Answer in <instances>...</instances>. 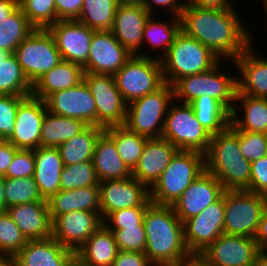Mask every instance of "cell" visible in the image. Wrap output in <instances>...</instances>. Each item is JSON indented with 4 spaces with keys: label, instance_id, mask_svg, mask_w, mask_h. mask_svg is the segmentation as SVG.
I'll return each mask as SVG.
<instances>
[{
    "label": "cell",
    "instance_id": "cell-19",
    "mask_svg": "<svg viewBox=\"0 0 267 266\" xmlns=\"http://www.w3.org/2000/svg\"><path fill=\"white\" fill-rule=\"evenodd\" d=\"M102 224L101 212H67L52 222V237L75 253Z\"/></svg>",
    "mask_w": 267,
    "mask_h": 266
},
{
    "label": "cell",
    "instance_id": "cell-63",
    "mask_svg": "<svg viewBox=\"0 0 267 266\" xmlns=\"http://www.w3.org/2000/svg\"><path fill=\"white\" fill-rule=\"evenodd\" d=\"M64 266H84L81 261L74 255Z\"/></svg>",
    "mask_w": 267,
    "mask_h": 266
},
{
    "label": "cell",
    "instance_id": "cell-31",
    "mask_svg": "<svg viewBox=\"0 0 267 266\" xmlns=\"http://www.w3.org/2000/svg\"><path fill=\"white\" fill-rule=\"evenodd\" d=\"M83 76L82 66L62 60L33 85L32 95L45 100L56 91L77 86L83 81Z\"/></svg>",
    "mask_w": 267,
    "mask_h": 266
},
{
    "label": "cell",
    "instance_id": "cell-9",
    "mask_svg": "<svg viewBox=\"0 0 267 266\" xmlns=\"http://www.w3.org/2000/svg\"><path fill=\"white\" fill-rule=\"evenodd\" d=\"M154 58L146 53L132 55L114 75L117 89L127 104L156 91L165 83L161 61Z\"/></svg>",
    "mask_w": 267,
    "mask_h": 266
},
{
    "label": "cell",
    "instance_id": "cell-14",
    "mask_svg": "<svg viewBox=\"0 0 267 266\" xmlns=\"http://www.w3.org/2000/svg\"><path fill=\"white\" fill-rule=\"evenodd\" d=\"M225 205L223 195L199 215L183 223L184 240L193 256H198L214 240L224 233Z\"/></svg>",
    "mask_w": 267,
    "mask_h": 266
},
{
    "label": "cell",
    "instance_id": "cell-8",
    "mask_svg": "<svg viewBox=\"0 0 267 266\" xmlns=\"http://www.w3.org/2000/svg\"><path fill=\"white\" fill-rule=\"evenodd\" d=\"M176 103H170L161 138L168 140L178 150L195 151L205 155L212 134L197 120L190 104Z\"/></svg>",
    "mask_w": 267,
    "mask_h": 266
},
{
    "label": "cell",
    "instance_id": "cell-58",
    "mask_svg": "<svg viewBox=\"0 0 267 266\" xmlns=\"http://www.w3.org/2000/svg\"><path fill=\"white\" fill-rule=\"evenodd\" d=\"M5 177L3 175H0V214L7 212V204L5 200Z\"/></svg>",
    "mask_w": 267,
    "mask_h": 266
},
{
    "label": "cell",
    "instance_id": "cell-3",
    "mask_svg": "<svg viewBox=\"0 0 267 266\" xmlns=\"http://www.w3.org/2000/svg\"><path fill=\"white\" fill-rule=\"evenodd\" d=\"M205 170L214 175L224 190H247L250 187L251 162L240 150L237 128L230 125L212 135L205 154Z\"/></svg>",
    "mask_w": 267,
    "mask_h": 266
},
{
    "label": "cell",
    "instance_id": "cell-41",
    "mask_svg": "<svg viewBox=\"0 0 267 266\" xmlns=\"http://www.w3.org/2000/svg\"><path fill=\"white\" fill-rule=\"evenodd\" d=\"M5 200L7 207L37 201H46L40 194L33 176L24 178L5 177Z\"/></svg>",
    "mask_w": 267,
    "mask_h": 266
},
{
    "label": "cell",
    "instance_id": "cell-42",
    "mask_svg": "<svg viewBox=\"0 0 267 266\" xmlns=\"http://www.w3.org/2000/svg\"><path fill=\"white\" fill-rule=\"evenodd\" d=\"M93 161L64 166L61 172L60 190L69 191L82 187L99 186Z\"/></svg>",
    "mask_w": 267,
    "mask_h": 266
},
{
    "label": "cell",
    "instance_id": "cell-37",
    "mask_svg": "<svg viewBox=\"0 0 267 266\" xmlns=\"http://www.w3.org/2000/svg\"><path fill=\"white\" fill-rule=\"evenodd\" d=\"M118 0H84L77 21L96 31L112 30Z\"/></svg>",
    "mask_w": 267,
    "mask_h": 266
},
{
    "label": "cell",
    "instance_id": "cell-53",
    "mask_svg": "<svg viewBox=\"0 0 267 266\" xmlns=\"http://www.w3.org/2000/svg\"><path fill=\"white\" fill-rule=\"evenodd\" d=\"M152 1V2H151ZM181 1V2H180ZM183 1V2H182ZM155 7L161 6V8H168L174 17H181L182 11L185 7V0H144V8L151 14L154 15V5Z\"/></svg>",
    "mask_w": 267,
    "mask_h": 266
},
{
    "label": "cell",
    "instance_id": "cell-1",
    "mask_svg": "<svg viewBox=\"0 0 267 266\" xmlns=\"http://www.w3.org/2000/svg\"><path fill=\"white\" fill-rule=\"evenodd\" d=\"M234 11V8H200L186 2L180 17L181 30L219 59L234 61L253 44L247 28Z\"/></svg>",
    "mask_w": 267,
    "mask_h": 266
},
{
    "label": "cell",
    "instance_id": "cell-43",
    "mask_svg": "<svg viewBox=\"0 0 267 266\" xmlns=\"http://www.w3.org/2000/svg\"><path fill=\"white\" fill-rule=\"evenodd\" d=\"M19 7L35 29H48L57 21L55 0H19Z\"/></svg>",
    "mask_w": 267,
    "mask_h": 266
},
{
    "label": "cell",
    "instance_id": "cell-18",
    "mask_svg": "<svg viewBox=\"0 0 267 266\" xmlns=\"http://www.w3.org/2000/svg\"><path fill=\"white\" fill-rule=\"evenodd\" d=\"M45 103L47 110L53 114L96 126L95 100L84 80L77 86L52 93Z\"/></svg>",
    "mask_w": 267,
    "mask_h": 266
},
{
    "label": "cell",
    "instance_id": "cell-49",
    "mask_svg": "<svg viewBox=\"0 0 267 266\" xmlns=\"http://www.w3.org/2000/svg\"><path fill=\"white\" fill-rule=\"evenodd\" d=\"M35 155L34 150L18 149L8 167L4 177L24 178L34 175Z\"/></svg>",
    "mask_w": 267,
    "mask_h": 266
},
{
    "label": "cell",
    "instance_id": "cell-32",
    "mask_svg": "<svg viewBox=\"0 0 267 266\" xmlns=\"http://www.w3.org/2000/svg\"><path fill=\"white\" fill-rule=\"evenodd\" d=\"M242 104L240 118L237 103ZM237 129L250 132L267 133V98H257L245 94H236L235 106L231 112V121Z\"/></svg>",
    "mask_w": 267,
    "mask_h": 266
},
{
    "label": "cell",
    "instance_id": "cell-33",
    "mask_svg": "<svg viewBox=\"0 0 267 266\" xmlns=\"http://www.w3.org/2000/svg\"><path fill=\"white\" fill-rule=\"evenodd\" d=\"M87 126L81 120L59 116L47 110L42 122L40 146L57 148L82 132Z\"/></svg>",
    "mask_w": 267,
    "mask_h": 266
},
{
    "label": "cell",
    "instance_id": "cell-62",
    "mask_svg": "<svg viewBox=\"0 0 267 266\" xmlns=\"http://www.w3.org/2000/svg\"><path fill=\"white\" fill-rule=\"evenodd\" d=\"M0 266H17L16 261L13 258H0Z\"/></svg>",
    "mask_w": 267,
    "mask_h": 266
},
{
    "label": "cell",
    "instance_id": "cell-15",
    "mask_svg": "<svg viewBox=\"0 0 267 266\" xmlns=\"http://www.w3.org/2000/svg\"><path fill=\"white\" fill-rule=\"evenodd\" d=\"M99 195L102 220L113 211L148 207L152 203L149 188L132 176L99 182Z\"/></svg>",
    "mask_w": 267,
    "mask_h": 266
},
{
    "label": "cell",
    "instance_id": "cell-48",
    "mask_svg": "<svg viewBox=\"0 0 267 266\" xmlns=\"http://www.w3.org/2000/svg\"><path fill=\"white\" fill-rule=\"evenodd\" d=\"M147 207H132L113 211L104 220L106 227H136L144 221Z\"/></svg>",
    "mask_w": 267,
    "mask_h": 266
},
{
    "label": "cell",
    "instance_id": "cell-5",
    "mask_svg": "<svg viewBox=\"0 0 267 266\" xmlns=\"http://www.w3.org/2000/svg\"><path fill=\"white\" fill-rule=\"evenodd\" d=\"M220 60L209 48L181 30L160 59L164 82L173 85L185 76L210 70Z\"/></svg>",
    "mask_w": 267,
    "mask_h": 266
},
{
    "label": "cell",
    "instance_id": "cell-59",
    "mask_svg": "<svg viewBox=\"0 0 267 266\" xmlns=\"http://www.w3.org/2000/svg\"><path fill=\"white\" fill-rule=\"evenodd\" d=\"M179 266H207L198 256H194L192 259L183 262Z\"/></svg>",
    "mask_w": 267,
    "mask_h": 266
},
{
    "label": "cell",
    "instance_id": "cell-11",
    "mask_svg": "<svg viewBox=\"0 0 267 266\" xmlns=\"http://www.w3.org/2000/svg\"><path fill=\"white\" fill-rule=\"evenodd\" d=\"M14 54L32 85L62 61L48 29H35L17 46Z\"/></svg>",
    "mask_w": 267,
    "mask_h": 266
},
{
    "label": "cell",
    "instance_id": "cell-29",
    "mask_svg": "<svg viewBox=\"0 0 267 266\" xmlns=\"http://www.w3.org/2000/svg\"><path fill=\"white\" fill-rule=\"evenodd\" d=\"M119 252L115 236L102 224L75 252L84 266H112Z\"/></svg>",
    "mask_w": 267,
    "mask_h": 266
},
{
    "label": "cell",
    "instance_id": "cell-7",
    "mask_svg": "<svg viewBox=\"0 0 267 266\" xmlns=\"http://www.w3.org/2000/svg\"><path fill=\"white\" fill-rule=\"evenodd\" d=\"M173 100V101H172ZM174 101L173 87L164 83L156 91L127 104L125 126L132 132L161 138L169 103Z\"/></svg>",
    "mask_w": 267,
    "mask_h": 266
},
{
    "label": "cell",
    "instance_id": "cell-65",
    "mask_svg": "<svg viewBox=\"0 0 267 266\" xmlns=\"http://www.w3.org/2000/svg\"><path fill=\"white\" fill-rule=\"evenodd\" d=\"M262 3H264V4H263V6H265L264 9H265L266 12H267V0H263Z\"/></svg>",
    "mask_w": 267,
    "mask_h": 266
},
{
    "label": "cell",
    "instance_id": "cell-38",
    "mask_svg": "<svg viewBox=\"0 0 267 266\" xmlns=\"http://www.w3.org/2000/svg\"><path fill=\"white\" fill-rule=\"evenodd\" d=\"M32 90L14 53L0 61V95L30 96Z\"/></svg>",
    "mask_w": 267,
    "mask_h": 266
},
{
    "label": "cell",
    "instance_id": "cell-39",
    "mask_svg": "<svg viewBox=\"0 0 267 266\" xmlns=\"http://www.w3.org/2000/svg\"><path fill=\"white\" fill-rule=\"evenodd\" d=\"M153 15L146 20L143 30V42L146 41L153 49L164 48L162 55H158L160 60L174 43L175 38L181 32V20L178 17H172L170 22L164 23L156 21Z\"/></svg>",
    "mask_w": 267,
    "mask_h": 266
},
{
    "label": "cell",
    "instance_id": "cell-61",
    "mask_svg": "<svg viewBox=\"0 0 267 266\" xmlns=\"http://www.w3.org/2000/svg\"><path fill=\"white\" fill-rule=\"evenodd\" d=\"M120 5L142 6L144 8V0H118Z\"/></svg>",
    "mask_w": 267,
    "mask_h": 266
},
{
    "label": "cell",
    "instance_id": "cell-27",
    "mask_svg": "<svg viewBox=\"0 0 267 266\" xmlns=\"http://www.w3.org/2000/svg\"><path fill=\"white\" fill-rule=\"evenodd\" d=\"M36 181L40 194L44 200H49L60 191L61 172L64 168L63 161L57 148L38 147L34 150Z\"/></svg>",
    "mask_w": 267,
    "mask_h": 266
},
{
    "label": "cell",
    "instance_id": "cell-60",
    "mask_svg": "<svg viewBox=\"0 0 267 266\" xmlns=\"http://www.w3.org/2000/svg\"><path fill=\"white\" fill-rule=\"evenodd\" d=\"M255 266H267V254L263 250L259 251Z\"/></svg>",
    "mask_w": 267,
    "mask_h": 266
},
{
    "label": "cell",
    "instance_id": "cell-56",
    "mask_svg": "<svg viewBox=\"0 0 267 266\" xmlns=\"http://www.w3.org/2000/svg\"><path fill=\"white\" fill-rule=\"evenodd\" d=\"M188 4L208 9L235 8L229 0H186ZM233 6V7H232Z\"/></svg>",
    "mask_w": 267,
    "mask_h": 266
},
{
    "label": "cell",
    "instance_id": "cell-47",
    "mask_svg": "<svg viewBox=\"0 0 267 266\" xmlns=\"http://www.w3.org/2000/svg\"><path fill=\"white\" fill-rule=\"evenodd\" d=\"M27 96L0 95V140L8 141L15 128L19 103Z\"/></svg>",
    "mask_w": 267,
    "mask_h": 266
},
{
    "label": "cell",
    "instance_id": "cell-22",
    "mask_svg": "<svg viewBox=\"0 0 267 266\" xmlns=\"http://www.w3.org/2000/svg\"><path fill=\"white\" fill-rule=\"evenodd\" d=\"M178 149L163 138L148 139L138 163L132 170V177L149 189L159 179Z\"/></svg>",
    "mask_w": 267,
    "mask_h": 266
},
{
    "label": "cell",
    "instance_id": "cell-6",
    "mask_svg": "<svg viewBox=\"0 0 267 266\" xmlns=\"http://www.w3.org/2000/svg\"><path fill=\"white\" fill-rule=\"evenodd\" d=\"M205 171V155L178 150L155 184L150 200L158 205H173L190 184Z\"/></svg>",
    "mask_w": 267,
    "mask_h": 266
},
{
    "label": "cell",
    "instance_id": "cell-10",
    "mask_svg": "<svg viewBox=\"0 0 267 266\" xmlns=\"http://www.w3.org/2000/svg\"><path fill=\"white\" fill-rule=\"evenodd\" d=\"M224 233L254 238L267 197L247 190H225Z\"/></svg>",
    "mask_w": 267,
    "mask_h": 266
},
{
    "label": "cell",
    "instance_id": "cell-54",
    "mask_svg": "<svg viewBox=\"0 0 267 266\" xmlns=\"http://www.w3.org/2000/svg\"><path fill=\"white\" fill-rule=\"evenodd\" d=\"M17 150L9 141L0 140V175L4 176L7 173Z\"/></svg>",
    "mask_w": 267,
    "mask_h": 266
},
{
    "label": "cell",
    "instance_id": "cell-28",
    "mask_svg": "<svg viewBox=\"0 0 267 266\" xmlns=\"http://www.w3.org/2000/svg\"><path fill=\"white\" fill-rule=\"evenodd\" d=\"M47 202L52 222L71 211L100 212L99 186L60 190Z\"/></svg>",
    "mask_w": 267,
    "mask_h": 266
},
{
    "label": "cell",
    "instance_id": "cell-12",
    "mask_svg": "<svg viewBox=\"0 0 267 266\" xmlns=\"http://www.w3.org/2000/svg\"><path fill=\"white\" fill-rule=\"evenodd\" d=\"M83 80L95 100L96 126L107 128L124 125L127 103L117 89L114 75L84 73Z\"/></svg>",
    "mask_w": 267,
    "mask_h": 266
},
{
    "label": "cell",
    "instance_id": "cell-20",
    "mask_svg": "<svg viewBox=\"0 0 267 266\" xmlns=\"http://www.w3.org/2000/svg\"><path fill=\"white\" fill-rule=\"evenodd\" d=\"M47 111L45 100L25 97L18 105L15 128L8 140L17 149L35 150L40 147L42 122Z\"/></svg>",
    "mask_w": 267,
    "mask_h": 266
},
{
    "label": "cell",
    "instance_id": "cell-46",
    "mask_svg": "<svg viewBox=\"0 0 267 266\" xmlns=\"http://www.w3.org/2000/svg\"><path fill=\"white\" fill-rule=\"evenodd\" d=\"M237 137L241 153L249 162L267 156V133L237 129Z\"/></svg>",
    "mask_w": 267,
    "mask_h": 266
},
{
    "label": "cell",
    "instance_id": "cell-55",
    "mask_svg": "<svg viewBox=\"0 0 267 266\" xmlns=\"http://www.w3.org/2000/svg\"><path fill=\"white\" fill-rule=\"evenodd\" d=\"M254 240L259 250H264L267 247V208L262 213Z\"/></svg>",
    "mask_w": 267,
    "mask_h": 266
},
{
    "label": "cell",
    "instance_id": "cell-35",
    "mask_svg": "<svg viewBox=\"0 0 267 266\" xmlns=\"http://www.w3.org/2000/svg\"><path fill=\"white\" fill-rule=\"evenodd\" d=\"M105 132L114 140L121 159L132 171L149 138L130 131L125 125L107 127Z\"/></svg>",
    "mask_w": 267,
    "mask_h": 266
},
{
    "label": "cell",
    "instance_id": "cell-44",
    "mask_svg": "<svg viewBox=\"0 0 267 266\" xmlns=\"http://www.w3.org/2000/svg\"><path fill=\"white\" fill-rule=\"evenodd\" d=\"M8 212L0 214V257H14L27 243Z\"/></svg>",
    "mask_w": 267,
    "mask_h": 266
},
{
    "label": "cell",
    "instance_id": "cell-13",
    "mask_svg": "<svg viewBox=\"0 0 267 266\" xmlns=\"http://www.w3.org/2000/svg\"><path fill=\"white\" fill-rule=\"evenodd\" d=\"M259 251L254 238L223 233L198 257L207 266H255Z\"/></svg>",
    "mask_w": 267,
    "mask_h": 266
},
{
    "label": "cell",
    "instance_id": "cell-16",
    "mask_svg": "<svg viewBox=\"0 0 267 266\" xmlns=\"http://www.w3.org/2000/svg\"><path fill=\"white\" fill-rule=\"evenodd\" d=\"M48 30L55 39L62 60L82 67L87 63L91 40L96 30L77 20H58Z\"/></svg>",
    "mask_w": 267,
    "mask_h": 266
},
{
    "label": "cell",
    "instance_id": "cell-57",
    "mask_svg": "<svg viewBox=\"0 0 267 266\" xmlns=\"http://www.w3.org/2000/svg\"><path fill=\"white\" fill-rule=\"evenodd\" d=\"M19 7V0H0V21L9 17Z\"/></svg>",
    "mask_w": 267,
    "mask_h": 266
},
{
    "label": "cell",
    "instance_id": "cell-26",
    "mask_svg": "<svg viewBox=\"0 0 267 266\" xmlns=\"http://www.w3.org/2000/svg\"><path fill=\"white\" fill-rule=\"evenodd\" d=\"M74 255L72 250L51 237L45 240H28L12 258L17 266H64Z\"/></svg>",
    "mask_w": 267,
    "mask_h": 266
},
{
    "label": "cell",
    "instance_id": "cell-30",
    "mask_svg": "<svg viewBox=\"0 0 267 266\" xmlns=\"http://www.w3.org/2000/svg\"><path fill=\"white\" fill-rule=\"evenodd\" d=\"M92 161L100 182L132 176V171L125 165L117 152L114 140L105 131L96 142Z\"/></svg>",
    "mask_w": 267,
    "mask_h": 266
},
{
    "label": "cell",
    "instance_id": "cell-52",
    "mask_svg": "<svg viewBox=\"0 0 267 266\" xmlns=\"http://www.w3.org/2000/svg\"><path fill=\"white\" fill-rule=\"evenodd\" d=\"M112 266H153L145 253L119 251Z\"/></svg>",
    "mask_w": 267,
    "mask_h": 266
},
{
    "label": "cell",
    "instance_id": "cell-51",
    "mask_svg": "<svg viewBox=\"0 0 267 266\" xmlns=\"http://www.w3.org/2000/svg\"><path fill=\"white\" fill-rule=\"evenodd\" d=\"M84 0H55L58 20H77Z\"/></svg>",
    "mask_w": 267,
    "mask_h": 266
},
{
    "label": "cell",
    "instance_id": "cell-45",
    "mask_svg": "<svg viewBox=\"0 0 267 266\" xmlns=\"http://www.w3.org/2000/svg\"><path fill=\"white\" fill-rule=\"evenodd\" d=\"M107 228L113 232L119 251L145 252L146 233L143 223L136 227Z\"/></svg>",
    "mask_w": 267,
    "mask_h": 266
},
{
    "label": "cell",
    "instance_id": "cell-21",
    "mask_svg": "<svg viewBox=\"0 0 267 266\" xmlns=\"http://www.w3.org/2000/svg\"><path fill=\"white\" fill-rule=\"evenodd\" d=\"M224 191L222 183L205 170L181 194L172 207L175 214L184 223L216 202Z\"/></svg>",
    "mask_w": 267,
    "mask_h": 266
},
{
    "label": "cell",
    "instance_id": "cell-40",
    "mask_svg": "<svg viewBox=\"0 0 267 266\" xmlns=\"http://www.w3.org/2000/svg\"><path fill=\"white\" fill-rule=\"evenodd\" d=\"M34 30L18 7L9 17L0 21V48L14 53L17 46Z\"/></svg>",
    "mask_w": 267,
    "mask_h": 266
},
{
    "label": "cell",
    "instance_id": "cell-36",
    "mask_svg": "<svg viewBox=\"0 0 267 266\" xmlns=\"http://www.w3.org/2000/svg\"><path fill=\"white\" fill-rule=\"evenodd\" d=\"M197 120L212 135L224 131L231 121V114L216 100L201 96L190 103Z\"/></svg>",
    "mask_w": 267,
    "mask_h": 266
},
{
    "label": "cell",
    "instance_id": "cell-64",
    "mask_svg": "<svg viewBox=\"0 0 267 266\" xmlns=\"http://www.w3.org/2000/svg\"><path fill=\"white\" fill-rule=\"evenodd\" d=\"M11 53L6 51L3 48H0V61L6 60V58L10 55Z\"/></svg>",
    "mask_w": 267,
    "mask_h": 266
},
{
    "label": "cell",
    "instance_id": "cell-66",
    "mask_svg": "<svg viewBox=\"0 0 267 266\" xmlns=\"http://www.w3.org/2000/svg\"><path fill=\"white\" fill-rule=\"evenodd\" d=\"M263 251L267 254V247Z\"/></svg>",
    "mask_w": 267,
    "mask_h": 266
},
{
    "label": "cell",
    "instance_id": "cell-50",
    "mask_svg": "<svg viewBox=\"0 0 267 266\" xmlns=\"http://www.w3.org/2000/svg\"><path fill=\"white\" fill-rule=\"evenodd\" d=\"M247 191L267 197V156L251 162L250 187Z\"/></svg>",
    "mask_w": 267,
    "mask_h": 266
},
{
    "label": "cell",
    "instance_id": "cell-2",
    "mask_svg": "<svg viewBox=\"0 0 267 266\" xmlns=\"http://www.w3.org/2000/svg\"><path fill=\"white\" fill-rule=\"evenodd\" d=\"M145 254L153 266H179L194 256L184 240V226L171 205L151 203L145 212Z\"/></svg>",
    "mask_w": 267,
    "mask_h": 266
},
{
    "label": "cell",
    "instance_id": "cell-24",
    "mask_svg": "<svg viewBox=\"0 0 267 266\" xmlns=\"http://www.w3.org/2000/svg\"><path fill=\"white\" fill-rule=\"evenodd\" d=\"M251 44L233 62L240 74L237 93L257 98H267V59L257 56Z\"/></svg>",
    "mask_w": 267,
    "mask_h": 266
},
{
    "label": "cell",
    "instance_id": "cell-4",
    "mask_svg": "<svg viewBox=\"0 0 267 266\" xmlns=\"http://www.w3.org/2000/svg\"><path fill=\"white\" fill-rule=\"evenodd\" d=\"M220 62L206 72L178 79L172 85L174 100L181 99L182 103L190 104L198 97L208 96L216 99L231 114L235 106L237 77L221 71L223 64Z\"/></svg>",
    "mask_w": 267,
    "mask_h": 266
},
{
    "label": "cell",
    "instance_id": "cell-25",
    "mask_svg": "<svg viewBox=\"0 0 267 266\" xmlns=\"http://www.w3.org/2000/svg\"><path fill=\"white\" fill-rule=\"evenodd\" d=\"M7 212L27 240L52 237V220L47 201L13 205Z\"/></svg>",
    "mask_w": 267,
    "mask_h": 266
},
{
    "label": "cell",
    "instance_id": "cell-17",
    "mask_svg": "<svg viewBox=\"0 0 267 266\" xmlns=\"http://www.w3.org/2000/svg\"><path fill=\"white\" fill-rule=\"evenodd\" d=\"M131 56L111 30L95 31L84 73L115 75Z\"/></svg>",
    "mask_w": 267,
    "mask_h": 266
},
{
    "label": "cell",
    "instance_id": "cell-23",
    "mask_svg": "<svg viewBox=\"0 0 267 266\" xmlns=\"http://www.w3.org/2000/svg\"><path fill=\"white\" fill-rule=\"evenodd\" d=\"M150 15L142 6L119 4L117 7L111 31L131 55L140 54L144 26Z\"/></svg>",
    "mask_w": 267,
    "mask_h": 266
},
{
    "label": "cell",
    "instance_id": "cell-34",
    "mask_svg": "<svg viewBox=\"0 0 267 266\" xmlns=\"http://www.w3.org/2000/svg\"><path fill=\"white\" fill-rule=\"evenodd\" d=\"M105 131L101 126L88 125L71 140L57 147L64 166L92 161L96 142Z\"/></svg>",
    "mask_w": 267,
    "mask_h": 266
}]
</instances>
